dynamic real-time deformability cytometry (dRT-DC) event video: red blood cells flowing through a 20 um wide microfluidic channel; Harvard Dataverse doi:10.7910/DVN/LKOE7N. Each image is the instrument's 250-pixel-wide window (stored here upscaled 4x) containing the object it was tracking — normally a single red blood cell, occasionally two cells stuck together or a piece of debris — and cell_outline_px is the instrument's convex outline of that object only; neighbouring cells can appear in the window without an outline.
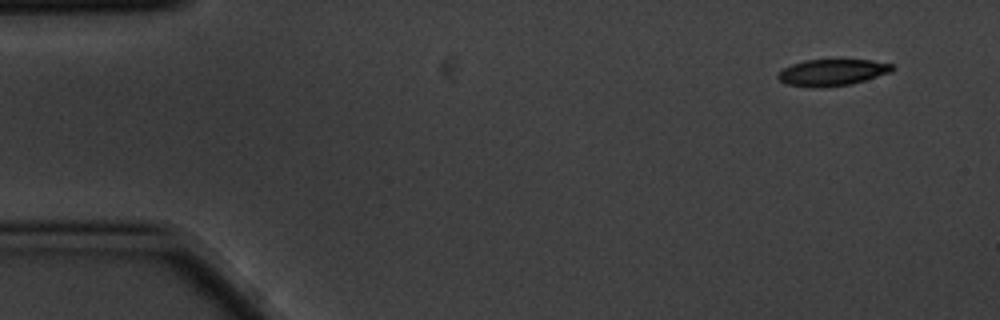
{"species": "common noctule bat (a hibernating species)", "species_latin": "Nyctalus noctula", "temperature_condition": "cold", "stored_images_in_passage": 6, "segment_of_instrument_passage": [2, 2], "camera_frame_rate_fps": 3000, "um_per_image_px": 0.085, "animal": {"sex": "male", "body_mass_g": 20.1, "forearm_length_mm": 53.5}, "frame": {"image": 1, "passage_image": 6, "time_ms": 1.667, "image_size_px": [1000, 320], "cell_outline_px": [[896, 68], [892, 72], [852, 84], [820, 88], [812, 88], [788, 84], [780, 80], [776, 76], [784, 68], [792, 64], [804, 60], [872, 60], [892, 64]], "centroid_in_image_um": [70.77, 6.16], "position_along_channel_um": 14.2, "area_um2": 17.74}}